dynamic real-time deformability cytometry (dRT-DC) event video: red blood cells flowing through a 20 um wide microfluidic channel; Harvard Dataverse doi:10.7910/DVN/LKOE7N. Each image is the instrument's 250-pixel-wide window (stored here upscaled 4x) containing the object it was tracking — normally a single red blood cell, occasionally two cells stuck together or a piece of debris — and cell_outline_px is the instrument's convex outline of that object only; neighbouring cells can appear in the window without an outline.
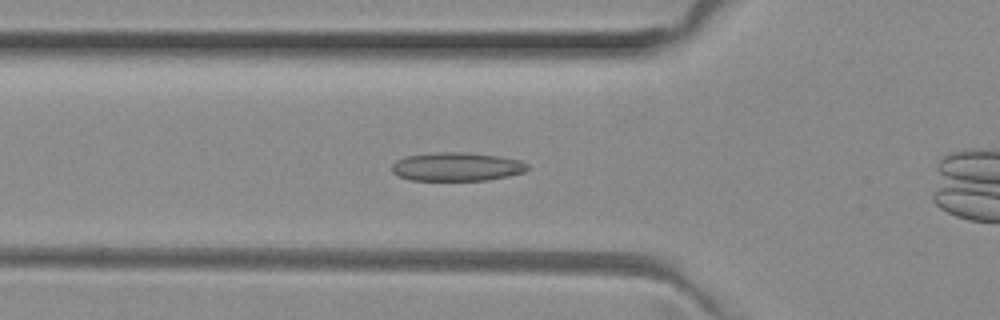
{"species": "common noctule bat (a hibernating species)", "species_latin": "Nyctalus noctula", "temperature_condition": "room temperature", "stored_images_in_passage": 37, "camera_frame_rate_fps": 3000, "um_per_image_px": 0.085, "animal": {"sex": "female", "body_mass_g": 29.2, "forearm_length_mm": 56.3}, "frame": {"image": 1, "passage_image": 2, "time_ms": 0.333, "image_size_px": [1000, 320], "cell_outline_px": [[528, 168], [524, 172], [508, 176], [488, 180], [408, 180], [392, 172], [392, 164], [396, 160], [404, 156], [440, 152], [460, 152], [500, 156], [520, 160], [528, 164]], "centroid_in_image_um": [38.82, 14.17], "position_along_channel_um": 87.0, "area_um2": 22.6}}
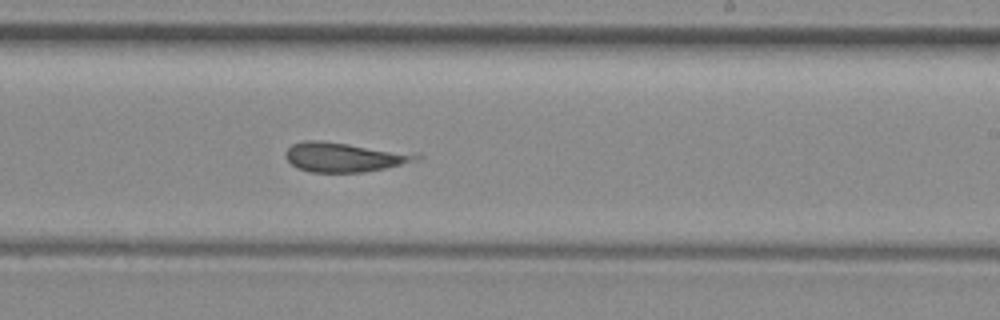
{"frame": {"image": 2, "passage_image": 15, "time_ms": 4.667, "image_size_px": [1000, 320], "cell_outline_px": [[424, 156], [420, 160], [384, 168], [364, 172], [308, 172], [296, 168], [284, 156], [284, 152], [292, 144], [304, 140], [320, 140], [420, 152]], "centroid_in_image_um": [29.35, 13.33], "position_along_channel_um": 259.7, "area_um2": 23.18}}
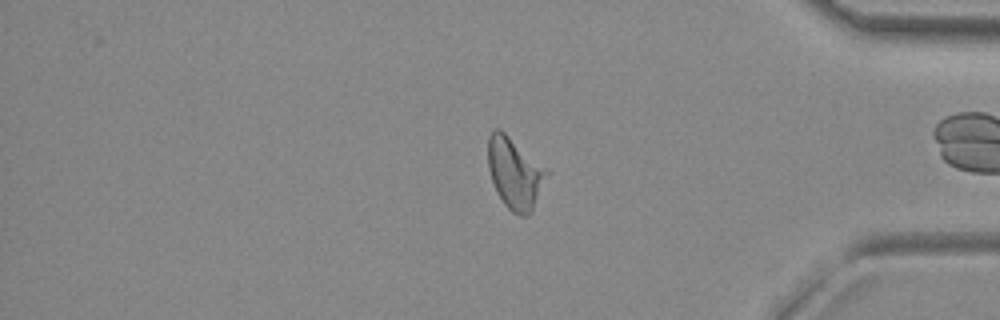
{"frame": {"image": 3, "passage_image": 27, "time_ms": 8.667, "image_size_px": [1000, 320], "cell_outline_px": [[552, 172], [532, 212], [528, 216], [520, 216], [512, 212], [504, 204], [496, 192], [488, 168], [488, 136], [496, 128], [500, 128], [548, 168]], "centroid_in_image_um": [43.82, 14.74], "position_along_channel_um": 391.4, "area_um2": 25.09}}